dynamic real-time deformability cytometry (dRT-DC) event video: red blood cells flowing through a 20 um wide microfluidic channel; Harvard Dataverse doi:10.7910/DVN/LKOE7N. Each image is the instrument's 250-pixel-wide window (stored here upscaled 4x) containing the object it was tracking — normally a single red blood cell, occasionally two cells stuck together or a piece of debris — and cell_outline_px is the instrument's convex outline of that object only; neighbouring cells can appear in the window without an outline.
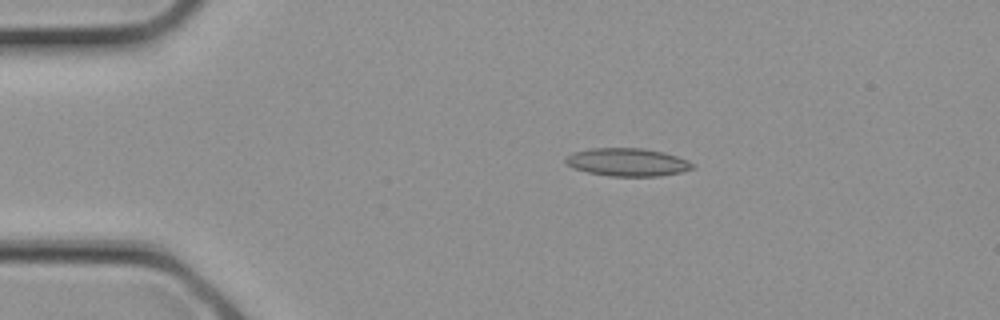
{"species": "common noctule bat (a hibernating species)", "species_latin": "Nyctalus noctula", "temperature_condition": "cold", "stored_images_in_passage": 13, "camera_frame_rate_fps": 3000, "um_per_image_px": 0.085, "animal": {"sex": "female", "body_mass_g": 21.9}, "frame": {"image": 1, "passage_image": 5, "time_ms": 1.333, "image_size_px": [1000, 320], "cell_outline_px": [[696, 168], [680, 172], [660, 176], [608, 176], [588, 172], [572, 168], [564, 160], [572, 152], [592, 148], [644, 148], [664, 152], [688, 160]], "centroid_in_image_um": [53.33, 13.78], "position_along_channel_um": 31.7, "area_um2": 20.69}}
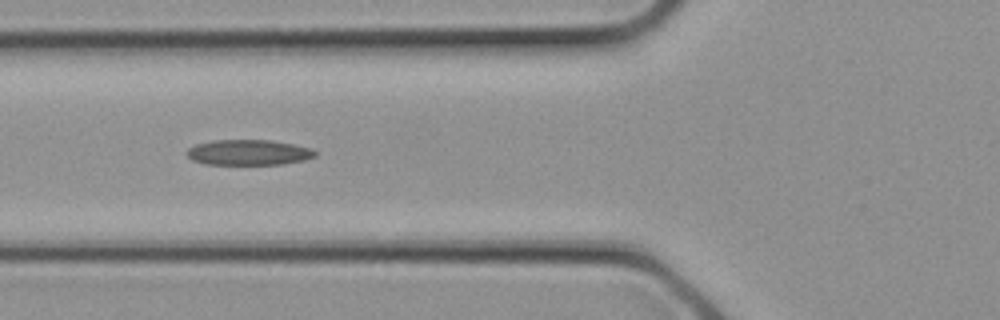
{"frame": {"image": 2, "passage_image": 10, "time_ms": 3.0, "image_size_px": [1000, 320], "cell_outline_px": [[316, 156], [304, 160], [284, 164], [204, 164], [192, 160], [184, 152], [188, 148], [196, 144], [212, 140], [272, 140], [312, 148], [316, 152]], "centroid_in_image_um": [21.11, 12.95], "position_along_channel_um": 104.7, "area_um2": 19.13}}
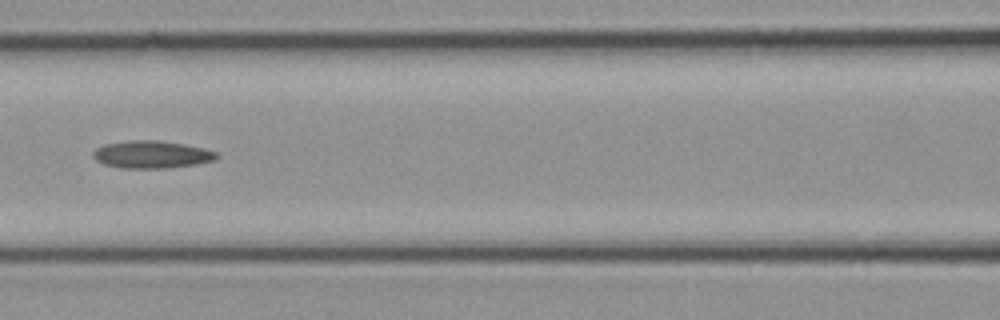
{"frame": {"image": 3, "passage_image": 12, "time_ms": 3.667, "image_size_px": [1000, 320], "cell_outline_px": [[220, 156], [216, 160], [196, 164], [168, 168], [124, 168], [104, 164], [96, 160], [92, 156], [92, 152], [96, 148], [104, 144], [128, 140], [160, 140], [184, 144], [216, 152]], "centroid_in_image_um": [12.88, 13.13], "position_along_channel_um": 153.7, "area_um2": 19.83}}